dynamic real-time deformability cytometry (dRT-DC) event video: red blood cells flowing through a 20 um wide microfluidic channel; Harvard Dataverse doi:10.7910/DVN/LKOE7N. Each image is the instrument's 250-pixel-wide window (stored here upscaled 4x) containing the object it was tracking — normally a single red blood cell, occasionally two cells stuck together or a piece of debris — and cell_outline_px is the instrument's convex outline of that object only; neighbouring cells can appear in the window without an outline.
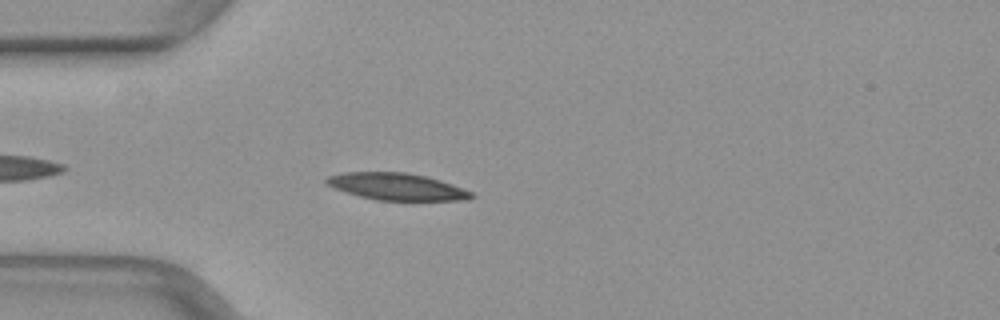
{"species": "common noctule bat (a hibernating species)", "species_latin": "Nyctalus noctula", "temperature_condition": "warm", "stored_images_in_passage": 20, "camera_frame_rate_fps": 3000, "um_per_image_px": 0.085, "animal": {"sex": "female", "body_mass_g": 29.2, "forearm_length_mm": 56.3}, "frame": {"image": 1, "passage_image": 4, "time_ms": 1.0, "image_size_px": [1000, 320], "cell_outline_px": [[476, 196], [468, 200], [376, 200], [360, 196], [332, 188], [324, 184], [324, 180], [328, 176], [344, 172], [408, 172], [440, 180], [452, 184], [472, 192]], "centroid_in_image_um": [33.69, 15.86], "position_along_channel_um": 51.3, "area_um2": 22.83}}
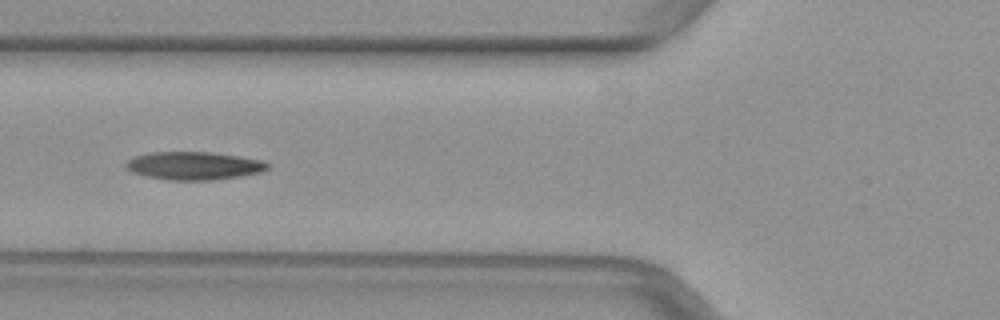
{"frame": {"image": 2, "passage_image": 9, "time_ms": 2.667, "image_size_px": [1000, 320], "cell_outline_px": [[272, 164], [268, 168], [260, 172], [240, 176], [212, 180], [168, 180], [148, 176], [132, 172], [124, 164], [128, 160], [136, 156], [152, 152], [212, 152], [264, 160]], "centroid_in_image_um": [16.53, 14.08], "position_along_channel_um": 109.3, "area_um2": 23.06}}